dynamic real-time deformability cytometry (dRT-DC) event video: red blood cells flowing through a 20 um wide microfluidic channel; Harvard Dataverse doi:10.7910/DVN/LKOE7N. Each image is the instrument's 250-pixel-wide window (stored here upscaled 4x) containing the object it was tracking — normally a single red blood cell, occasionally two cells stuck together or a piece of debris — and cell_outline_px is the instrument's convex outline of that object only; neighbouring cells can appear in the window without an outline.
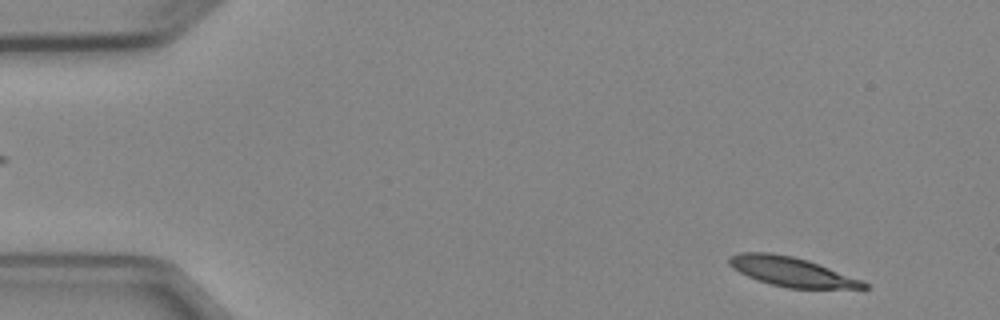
{"species": "Egyptian fruit bat (a non-hibernating species)", "species_latin": "Rousettus aegyptiacus", "temperature_condition": "cold", "stored_images_in_passage": 3, "camera_frame_rate_fps": 3000, "um_per_image_px": 0.085, "animal": {"sex": "female"}, "frame": {"image": 1, "passage_image": 1, "time_ms": 0.0, "image_size_px": [1000, 320], "cell_outline_px": [[868, 288], [788, 288], [772, 284], [748, 276], [732, 268], [728, 264], [728, 256], [740, 252], [772, 252], [792, 256], [808, 260], [860, 280], [868, 284]], "centroid_in_image_um": [67.21, 23.07], "position_along_channel_um": 17.8, "area_um2": 22.66}}